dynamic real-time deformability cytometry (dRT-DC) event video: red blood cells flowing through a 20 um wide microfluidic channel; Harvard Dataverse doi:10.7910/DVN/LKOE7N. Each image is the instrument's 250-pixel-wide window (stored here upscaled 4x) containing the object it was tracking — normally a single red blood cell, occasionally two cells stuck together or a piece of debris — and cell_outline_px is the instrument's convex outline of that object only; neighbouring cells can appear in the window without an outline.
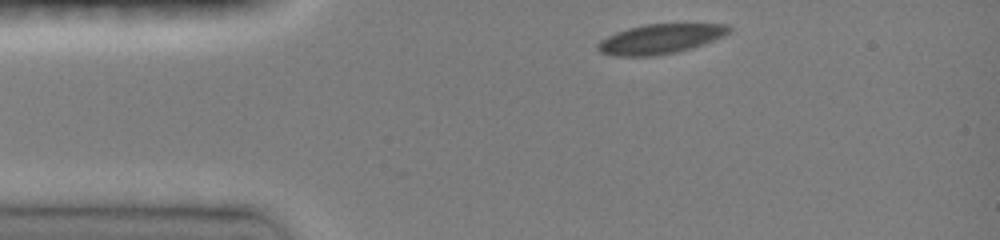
{"species": "common noctule bat (a hibernating species)", "species_latin": "Nyctalus noctula", "temperature_condition": "room temperature", "stored_images_in_passage": 4, "camera_frame_rate_fps": 3000, "um_per_image_px": 0.085, "animal": {"sex": "female", "body_mass_g": 19.0, "forearm_length_mm": 51.5}, "frame": {"image": 1, "passage_image": 1, "time_ms": 0.0, "image_size_px": [1000, 240], "cell_outline_px": [[732, 32], [724, 36], [704, 44], [692, 48], [676, 52], [652, 56], [612, 56], [600, 52], [596, 48], [596, 44], [600, 40], [616, 32], [628, 28], [648, 24], [728, 24], [732, 28]], "centroid_in_image_um": [56.13, 3.31], "position_along_channel_um": 28.9, "area_um2": 22.83}}